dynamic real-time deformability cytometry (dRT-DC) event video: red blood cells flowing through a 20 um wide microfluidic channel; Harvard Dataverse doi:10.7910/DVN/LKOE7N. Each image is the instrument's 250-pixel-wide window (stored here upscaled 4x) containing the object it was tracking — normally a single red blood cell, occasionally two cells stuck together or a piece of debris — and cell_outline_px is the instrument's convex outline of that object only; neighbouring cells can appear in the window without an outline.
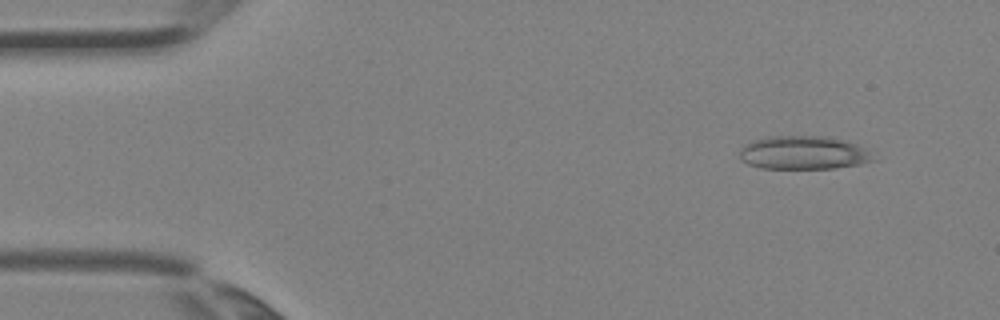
{"species": "Egyptian fruit bat (a non-hibernating species)", "species_latin": "Rousettus aegyptiacus", "temperature_condition": "room temperature", "stored_images_in_passage": 3, "camera_frame_rate_fps": 3000, "um_per_image_px": 0.085, "animal": {"sex": "female"}, "frame": {"image": 1, "passage_image": 1, "time_ms": 0.0, "image_size_px": [1000, 320], "cell_outline_px": [[880, 160], [860, 164], [832, 168], [760, 168], [748, 164], [740, 160], [740, 148], [744, 144], [752, 140], [768, 136], [824, 136], [844, 140], [856, 144], [864, 148]], "centroid_in_image_um": [68.29, 12.98], "position_along_channel_um": 16.7, "area_um2": 26.24}}